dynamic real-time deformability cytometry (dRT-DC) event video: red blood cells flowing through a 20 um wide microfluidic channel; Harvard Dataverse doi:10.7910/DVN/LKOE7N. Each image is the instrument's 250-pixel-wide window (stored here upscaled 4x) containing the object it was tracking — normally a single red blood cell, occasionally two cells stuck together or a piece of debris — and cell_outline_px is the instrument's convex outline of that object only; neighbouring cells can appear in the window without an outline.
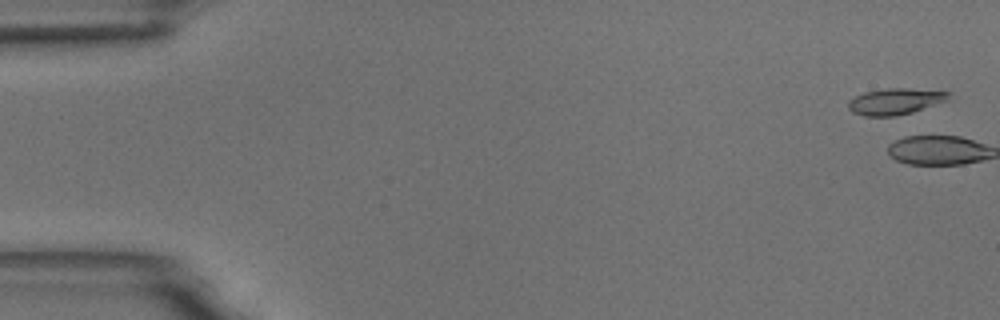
{"species": "common noctule bat (a hibernating species)", "species_latin": "Nyctalus noctula", "temperature_condition": "room temperature", "stored_images_in_passage": 3, "camera_frame_rate_fps": 3000, "um_per_image_px": 0.085, "animal": {"sex": "male", "body_mass_g": 18.8}, "frame": {"image": 1, "passage_image": 2, "time_ms": 0.333, "image_size_px": [1000, 320], "cell_outline_px": [[948, 100], [912, 112], [896, 116], [864, 116], [852, 112], [848, 108], [848, 100], [864, 92], [888, 88], [908, 88], [948, 92]], "centroid_in_image_um": [76.04, 8.62], "position_along_channel_um": 9.0, "area_um2": 15.2}}